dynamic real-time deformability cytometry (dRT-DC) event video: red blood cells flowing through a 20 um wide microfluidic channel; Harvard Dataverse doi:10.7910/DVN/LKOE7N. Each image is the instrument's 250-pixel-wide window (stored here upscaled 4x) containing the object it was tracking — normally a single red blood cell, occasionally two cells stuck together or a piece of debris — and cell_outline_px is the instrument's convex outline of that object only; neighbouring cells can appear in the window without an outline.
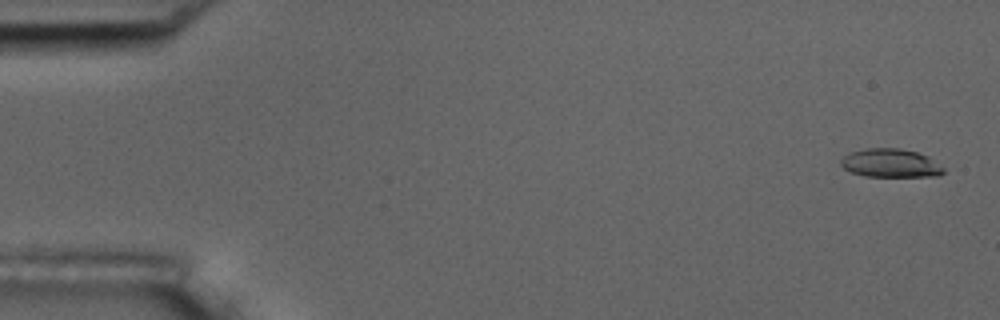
{"species": "common noctule bat (a hibernating species)", "species_latin": "Nyctalus noctula", "temperature_condition": "room temperature", "stored_images_in_passage": 7, "camera_frame_rate_fps": 3000, "um_per_image_px": 0.085, "animal": {"sex": "male", "body_mass_g": 17.5, "forearm_length_mm": 52.3}, "frame": {"image": 1, "passage_image": 1, "time_ms": 0.0, "image_size_px": [1000, 320], "cell_outline_px": [[944, 172], [940, 176], [864, 176], [852, 172], [844, 168], [840, 164], [840, 160], [844, 156], [852, 152], [868, 148], [900, 148], [916, 152], [928, 156], [944, 168]], "centroid_in_image_um": [75.71, 13.87], "position_along_channel_um": 9.3, "area_um2": 16.94}}
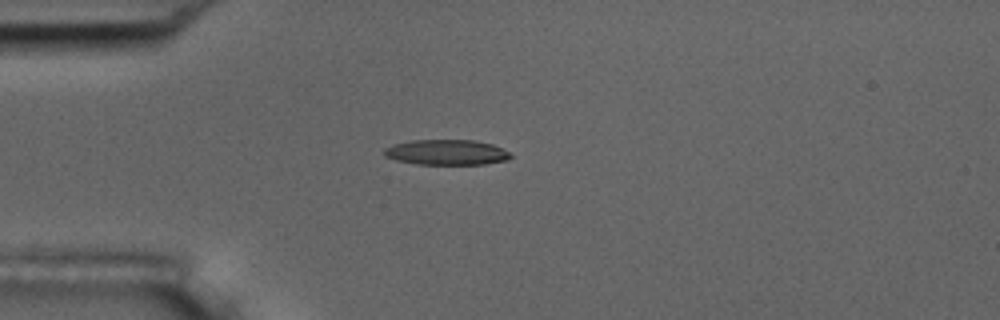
{"frame": {"image": 2, "passage_image": 4, "time_ms": 4.333, "image_size_px": [1000, 320], "cell_outline_px": [[512, 156], [508, 160], [484, 164], [416, 164], [396, 160], [384, 156], [384, 148], [392, 144], [412, 140], [472, 140], [492, 144], [508, 152]], "centroid_in_image_um": [37.92, 12.94], "position_along_channel_um": 47.1, "area_um2": 18.61}}